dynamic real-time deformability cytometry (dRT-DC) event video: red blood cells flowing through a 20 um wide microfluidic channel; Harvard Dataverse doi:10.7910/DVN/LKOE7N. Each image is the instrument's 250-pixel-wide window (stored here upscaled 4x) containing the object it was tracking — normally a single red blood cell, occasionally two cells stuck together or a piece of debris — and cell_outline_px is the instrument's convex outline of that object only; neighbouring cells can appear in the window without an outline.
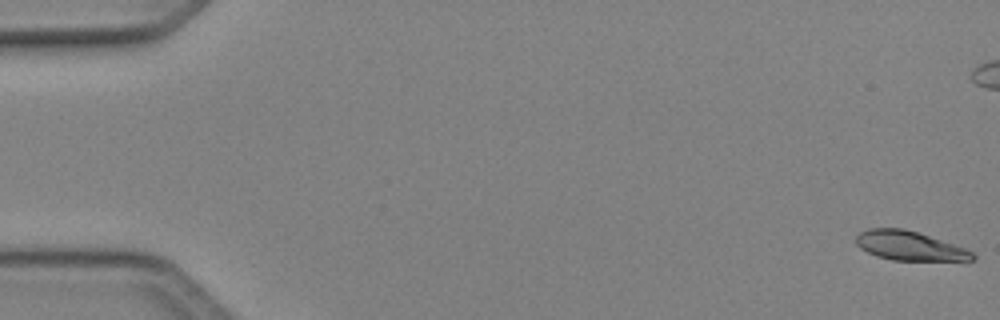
{"species": "Egyptian fruit bat (a non-hibernating species)", "species_latin": "Rousettus aegyptiacus", "temperature_condition": "cold", "stored_images_in_passage": 15, "camera_frame_rate_fps": 3000, "um_per_image_px": 0.085, "animal": {"sex": "female"}, "frame": {"image": 1, "passage_image": 1, "time_ms": 0.0, "image_size_px": [1000, 320], "cell_outline_px": [[976, 260], [892, 260], [876, 256], [860, 248], [856, 244], [856, 236], [860, 232], [868, 228], [904, 228], [964, 248], [972, 252], [976, 256]], "centroid_in_image_um": [77.26, 20.89], "position_along_channel_um": 7.7, "area_um2": 19.54}}